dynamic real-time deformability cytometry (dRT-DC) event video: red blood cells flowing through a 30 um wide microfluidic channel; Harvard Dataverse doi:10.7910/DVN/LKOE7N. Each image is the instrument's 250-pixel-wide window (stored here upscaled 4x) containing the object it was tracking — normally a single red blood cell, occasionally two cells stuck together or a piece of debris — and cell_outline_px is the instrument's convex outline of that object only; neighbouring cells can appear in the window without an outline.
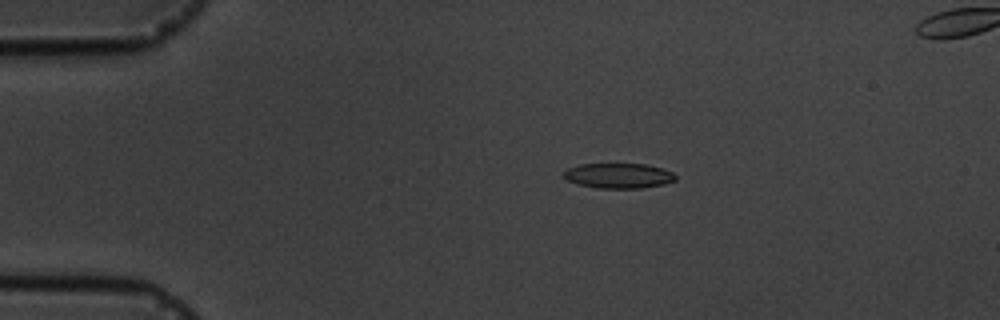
{"species": "common noctule bat (a hibernating species)", "species_latin": "Nyctalus noctula", "temperature_condition": "cold", "stored_images_in_passage": 5, "camera_frame_rate_fps": 3000, "um_per_image_px": 0.085, "animal": {"sex": "male", "body_mass_g": 19.5, "forearm_length_mm": 54.6}, "frame": {"image": 1, "passage_image": 3, "time_ms": 2.333, "image_size_px": [1000, 320], "cell_outline_px": [[676, 180], [664, 184], [640, 188], [600, 188], [580, 184], [568, 180], [564, 176], [564, 172], [568, 168], [580, 164], [644, 164], [660, 168], [672, 172], [676, 176]], "centroid_in_image_um": [52.6, 14.93], "position_along_channel_um": 32.4, "area_um2": 16.07}}
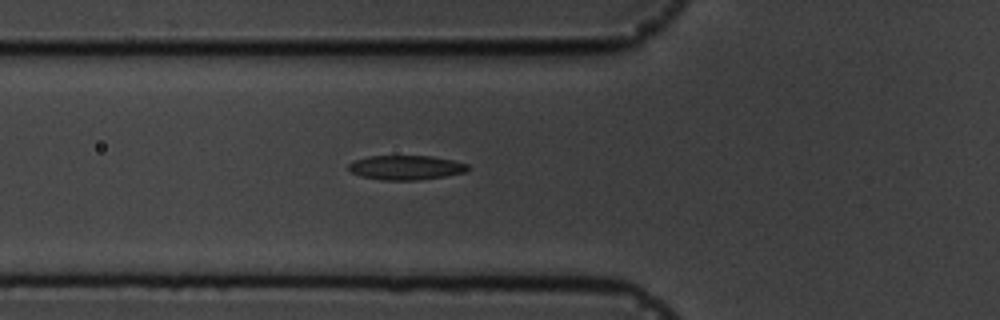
{"frame": {"image": 2, "passage_image": 5, "time_ms": 5.333, "image_size_px": [1000, 320], "cell_outline_px": [[468, 168], [464, 172], [444, 176], [416, 180], [380, 180], [364, 176], [352, 172], [348, 168], [348, 164], [352, 160], [368, 156], [432, 156], [452, 160], [468, 164]], "centroid_in_image_um": [34.47, 14.23], "position_along_channel_um": 91.3, "area_um2": 16.82}}